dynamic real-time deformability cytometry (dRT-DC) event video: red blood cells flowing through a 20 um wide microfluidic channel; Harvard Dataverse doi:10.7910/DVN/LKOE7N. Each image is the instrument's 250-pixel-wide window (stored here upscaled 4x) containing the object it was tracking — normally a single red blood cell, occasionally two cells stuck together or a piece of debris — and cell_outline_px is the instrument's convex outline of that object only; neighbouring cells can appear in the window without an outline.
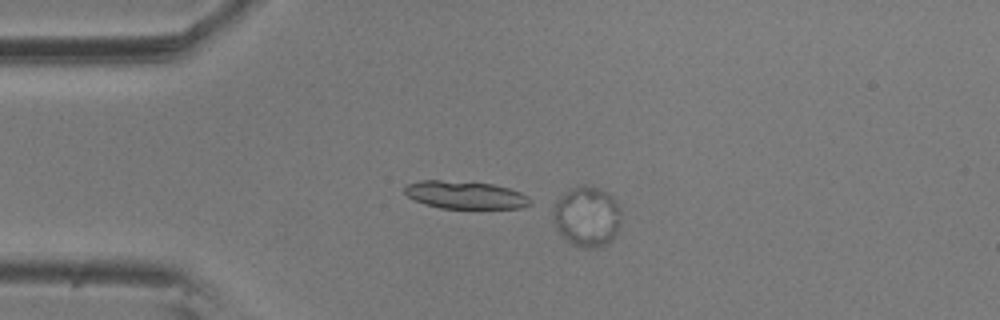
{"species": "common noctule bat (a hibernating species)", "species_latin": "Nyctalus noctula", "temperature_condition": "room temperature", "stored_images_in_passage": 5, "camera_frame_rate_fps": 3000, "um_per_image_px": 0.085, "animal": {"sex": "male", "body_mass_g": 20.5, "forearm_length_mm": 52.5}, "frame": {"image": 1, "passage_image": 4, "time_ms": 1.0, "image_size_px": [1000, 320], "cell_outline_px": [[620, 224], [616, 236], [604, 244], [596, 248], [580, 248], [572, 244], [556, 228], [552, 220], [552, 216], [556, 200], [568, 188], [576, 184], [584, 184], [604, 188], [612, 196], [620, 208]], "centroid_in_image_um": [49.88, 18.35], "position_along_channel_um": 35.1, "area_um2": 24.45}}